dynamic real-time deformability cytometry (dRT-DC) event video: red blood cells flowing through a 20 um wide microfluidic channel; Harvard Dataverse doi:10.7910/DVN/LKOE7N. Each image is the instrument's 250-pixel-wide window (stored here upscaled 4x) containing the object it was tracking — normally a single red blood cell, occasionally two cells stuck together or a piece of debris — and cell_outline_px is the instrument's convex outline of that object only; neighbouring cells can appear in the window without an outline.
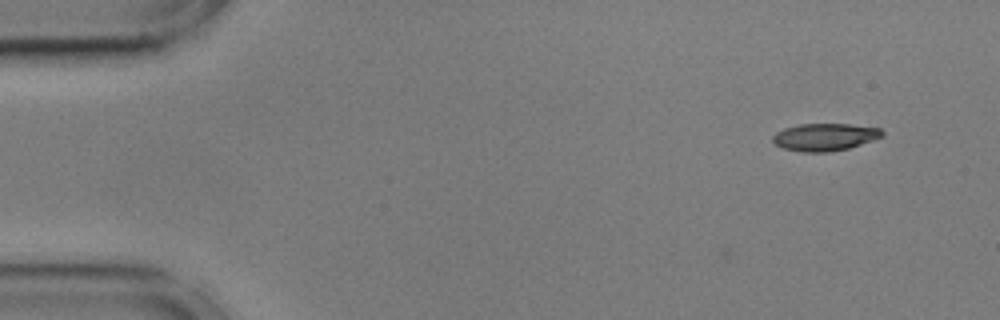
{"species": "common noctule bat (a hibernating species)", "species_latin": "Nyctalus noctula", "temperature_condition": "cold", "stored_images_in_passage": 2, "camera_frame_rate_fps": 3000, "um_per_image_px": 0.085, "animal": {"sex": "male", "body_mass_g": 17.9, "forearm_length_mm": 54.2}, "frame": {"image": 1, "passage_image": 2, "time_ms": 0.333, "image_size_px": [1000, 320], "cell_outline_px": [[884, 136], [848, 148], [828, 152], [800, 152], [784, 148], [776, 144], [772, 140], [772, 136], [776, 132], [784, 128], [800, 124], [852, 124], [880, 128], [884, 132]], "centroid_in_image_um": [70.11, 11.64], "position_along_channel_um": 14.9, "area_um2": 17.46}}